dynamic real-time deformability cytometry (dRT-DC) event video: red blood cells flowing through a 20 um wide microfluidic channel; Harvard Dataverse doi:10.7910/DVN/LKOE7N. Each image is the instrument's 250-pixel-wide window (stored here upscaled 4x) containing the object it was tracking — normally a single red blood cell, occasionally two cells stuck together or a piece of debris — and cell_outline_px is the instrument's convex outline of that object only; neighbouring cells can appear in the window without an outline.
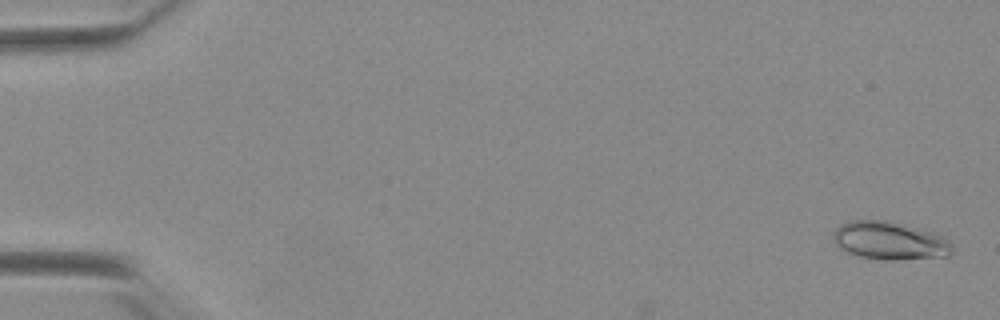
{"species": "Egyptian fruit bat (a non-hibernating species)", "species_latin": "Rousettus aegyptiacus", "temperature_condition": "warm", "stored_images_in_passage": 14, "camera_frame_rate_fps": 3000, "um_per_image_px": 0.085, "animal": {"sex": "female"}, "frame": {"image": 1, "passage_image": 2, "time_ms": 0.333, "image_size_px": [1000, 320], "cell_outline_px": [[952, 252], [948, 256], [896, 260], [884, 260], [860, 256], [848, 252], [840, 248], [836, 244], [832, 236], [836, 228], [840, 224], [852, 220], [888, 220], [944, 236], [952, 244]], "centroid_in_image_um": [75.62, 20.46], "position_along_channel_um": 9.4, "area_um2": 26.24}}